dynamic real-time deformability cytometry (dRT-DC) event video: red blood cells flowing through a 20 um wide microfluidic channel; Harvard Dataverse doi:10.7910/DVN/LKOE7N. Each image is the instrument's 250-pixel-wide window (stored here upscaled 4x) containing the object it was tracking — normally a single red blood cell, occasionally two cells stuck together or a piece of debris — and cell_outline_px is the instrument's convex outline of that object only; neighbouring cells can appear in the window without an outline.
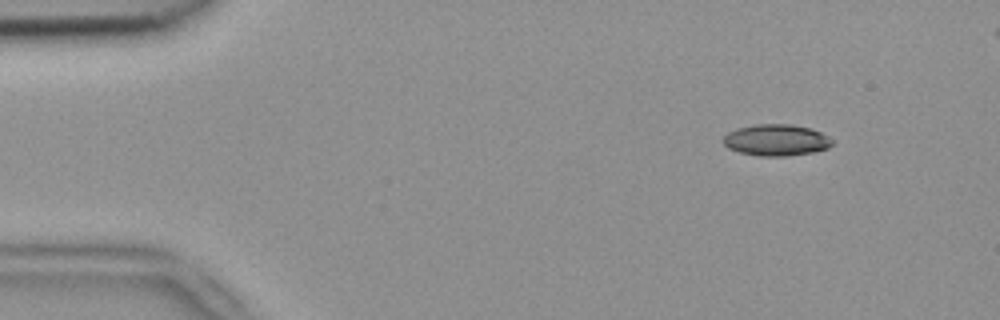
{"species": "common noctule bat (a hibernating species)", "species_latin": "Nyctalus noctula", "temperature_condition": "room temperature", "stored_images_in_passage": 6, "camera_frame_rate_fps": 3000, "um_per_image_px": 0.085, "animal": {"sex": "female", "body_mass_g": 18.4}, "frame": {"image": 1, "passage_image": 6, "time_ms": 1.667, "image_size_px": [1000, 320], "cell_outline_px": [[832, 144], [828, 148], [812, 152], [788, 156], [756, 156], [740, 152], [728, 148], [720, 140], [728, 132], [736, 128], [756, 124], [788, 124], [808, 128], [820, 132], [828, 136], [832, 140]], "centroid_in_image_um": [65.93, 11.91], "position_along_channel_um": 19.1, "area_um2": 20.0}}